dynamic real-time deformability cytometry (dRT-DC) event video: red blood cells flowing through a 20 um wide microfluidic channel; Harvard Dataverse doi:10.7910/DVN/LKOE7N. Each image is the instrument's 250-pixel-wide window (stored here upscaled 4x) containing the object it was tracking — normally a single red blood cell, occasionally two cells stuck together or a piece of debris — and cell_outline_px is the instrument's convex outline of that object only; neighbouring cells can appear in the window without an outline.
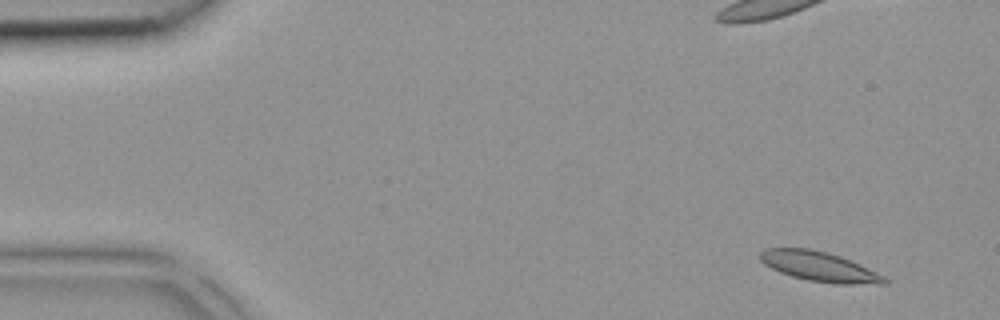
{"species": "common noctule bat (a hibernating species)", "species_latin": "Nyctalus noctula", "temperature_condition": "room temperature", "stored_images_in_passage": 7, "camera_frame_rate_fps": 3000, "um_per_image_px": 0.085, "animal": {"sex": "female", "body_mass_g": 18.4}, "frame": {"image": 1, "passage_image": 2, "time_ms": 0.333, "image_size_px": [1000, 320], "cell_outline_px": [[888, 284], [836, 284], [808, 280], [792, 276], [780, 272], [764, 264], [760, 260], [760, 252], [764, 248], [808, 248], [828, 252], [840, 256], [860, 264], [884, 276], [888, 280]], "centroid_in_image_um": [69.65, 22.65], "position_along_channel_um": 15.4, "area_um2": 21.56}}